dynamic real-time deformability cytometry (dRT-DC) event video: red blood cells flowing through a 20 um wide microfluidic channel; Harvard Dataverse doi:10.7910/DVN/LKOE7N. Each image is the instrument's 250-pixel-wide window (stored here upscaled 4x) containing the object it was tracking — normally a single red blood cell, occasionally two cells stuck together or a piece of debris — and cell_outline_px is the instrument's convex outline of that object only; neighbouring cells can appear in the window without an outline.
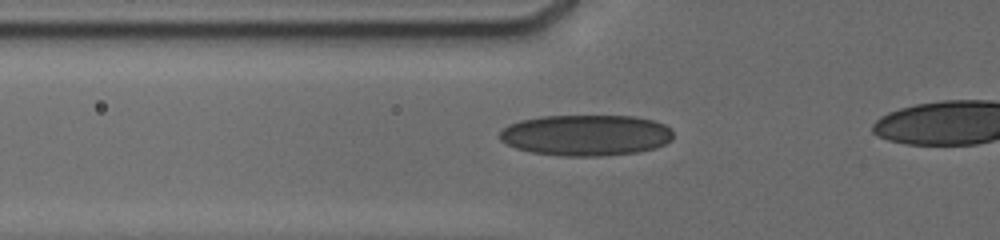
{"species": "human", "species_latin": "Homo sapiens", "temperature_condition": "cold", "stored_images_in_passage": 46, "camera_frame_rate_fps": 3000, "um_per_image_px": 0.085, "donor": {"sex": "male"}, "frame": {"image": 1, "passage_image": 2, "time_ms": 0.333, "image_size_px": [1000, 240], "cell_outline_px": [[672, 140], [656, 148], [636, 152], [600, 156], [564, 156], [532, 152], [516, 148], [500, 140], [500, 132], [508, 124], [520, 120], [544, 116], [636, 116], [652, 120], [664, 124], [672, 132]], "centroid_in_image_um": [49.8, 11.49], "position_along_channel_um": 76.0, "area_um2": 41.38}}
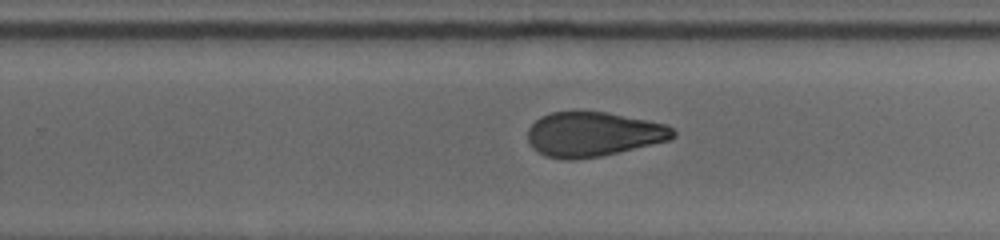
{"frame": {"image": 2, "passage_image": 26, "time_ms": 5.667, "image_size_px": [1000, 240], "cell_outline_px": [[676, 136], [668, 140], [600, 156], [572, 160], [564, 160], [548, 156], [532, 148], [528, 140], [528, 128], [540, 116], [552, 112], [608, 112], [664, 124], [672, 128], [676, 132]], "centroid_in_image_um": [50.39, 11.41], "position_along_channel_um": 279.4, "area_um2": 37.34}}
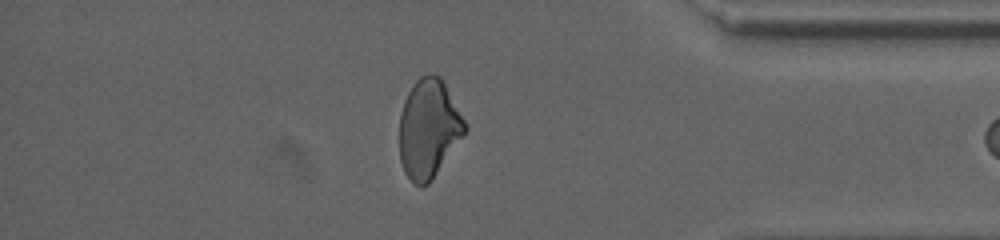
{"frame": {"image": 3, "passage_image": 43, "time_ms": 9.333, "image_size_px": [1000, 240], "cell_outline_px": [[468, 128], [428, 184], [420, 188], [404, 172], [400, 160], [400, 112], [404, 100], [408, 92], [416, 80], [420, 76], [432, 72], [440, 76], [464, 120]], "centroid_in_image_um": [36.41, 10.91], "position_along_channel_um": 398.8, "area_um2": 37.11}, "authors_computed_cell_mechanics": {"area_um2": 38.8127, "velocity_mm_per_s": 3.8172, "shape_relaxation_time_tau1_ms": 9.0145, "shape_relaxation_time_tau2_ms": 2.5106, "deformation_change_tau1": 0.1607, "deformation_change_tau2": 0.085}}